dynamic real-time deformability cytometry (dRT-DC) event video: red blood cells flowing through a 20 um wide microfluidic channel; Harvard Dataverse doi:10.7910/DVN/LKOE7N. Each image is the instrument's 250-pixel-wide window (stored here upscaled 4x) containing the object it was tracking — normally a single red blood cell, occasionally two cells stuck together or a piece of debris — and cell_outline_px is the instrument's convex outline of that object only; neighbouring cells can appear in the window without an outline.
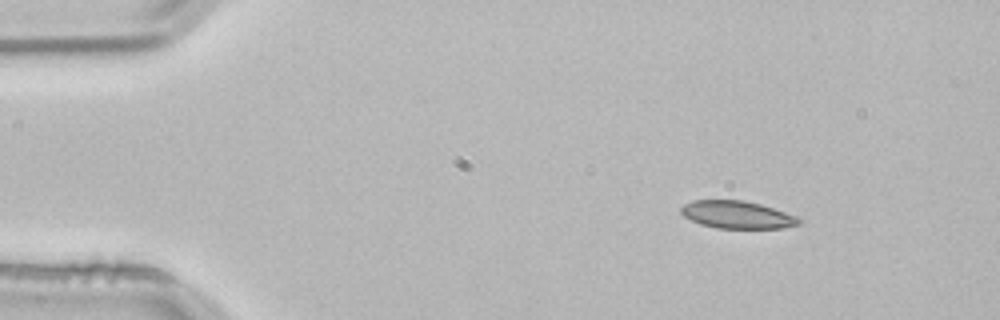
{"species": "common noctule bat (a hibernating species)", "species_latin": "Nyctalus noctula", "temperature_condition": "room temperature", "stored_images_in_passage": 3, "camera_frame_rate_fps": 3000, "um_per_image_px": 0.085, "animal": {"sex": "male", "body_mass_g": 21.5, "forearm_length_mm": 52.0}, "frame": {"image": 1, "passage_image": 1, "time_ms": 0.0, "image_size_px": [1000, 320], "cell_outline_px": [[804, 220], [800, 224], [784, 228], [716, 228], [700, 224], [684, 216], [680, 212], [680, 208], [684, 204], [692, 200], [744, 200], [760, 204], [796, 216]], "centroid_in_image_um": [62.66, 18.25], "position_along_channel_um": 22.3, "area_um2": 18.96}}